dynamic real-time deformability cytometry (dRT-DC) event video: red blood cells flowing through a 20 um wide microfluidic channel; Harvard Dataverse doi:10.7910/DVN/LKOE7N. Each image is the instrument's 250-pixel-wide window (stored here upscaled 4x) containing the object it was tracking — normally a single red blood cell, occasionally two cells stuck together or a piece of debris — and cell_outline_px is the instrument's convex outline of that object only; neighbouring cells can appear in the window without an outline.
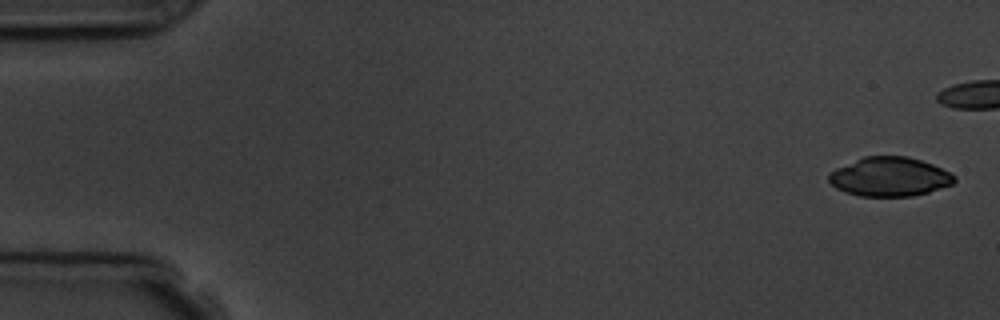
{"species": "common noctule bat (a hibernating species)", "species_latin": "Nyctalus noctula", "temperature_condition": "room temperature", "stored_images_in_passage": 6, "camera_frame_rate_fps": 3000, "um_per_image_px": 0.085, "animal": {"sex": "male", "body_mass_g": 19.5, "forearm_length_mm": 54.6}, "frame": {"image": 1, "passage_image": 1, "time_ms": 0.0, "image_size_px": [1000, 320], "cell_outline_px": [[956, 180], [952, 184], [928, 192], [912, 196], [860, 196], [844, 192], [836, 188], [828, 180], [828, 176], [836, 168], [864, 156], [908, 156], [932, 164], [956, 176]], "centroid_in_image_um": [75.61, 15.03], "position_along_channel_um": 9.4, "area_um2": 28.44}}